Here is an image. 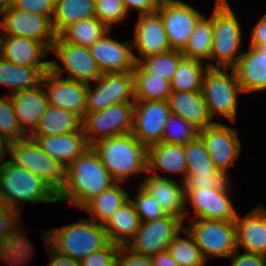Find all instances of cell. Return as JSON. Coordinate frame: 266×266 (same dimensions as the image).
Segmentation results:
<instances>
[{
    "mask_svg": "<svg viewBox=\"0 0 266 266\" xmlns=\"http://www.w3.org/2000/svg\"><path fill=\"white\" fill-rule=\"evenodd\" d=\"M161 171L163 175L160 174ZM147 172L166 179H174L170 175L179 174L178 180L183 183L187 172L185 146L164 142L149 146ZM166 173L170 174L166 175Z\"/></svg>",
    "mask_w": 266,
    "mask_h": 266,
    "instance_id": "484cf974",
    "label": "cell"
},
{
    "mask_svg": "<svg viewBox=\"0 0 266 266\" xmlns=\"http://www.w3.org/2000/svg\"><path fill=\"white\" fill-rule=\"evenodd\" d=\"M184 225L193 236L204 259L228 258L236 246V225L234 221L195 219Z\"/></svg>",
    "mask_w": 266,
    "mask_h": 266,
    "instance_id": "9c48e42d",
    "label": "cell"
},
{
    "mask_svg": "<svg viewBox=\"0 0 266 266\" xmlns=\"http://www.w3.org/2000/svg\"><path fill=\"white\" fill-rule=\"evenodd\" d=\"M0 262H4L8 266H23V264L18 259L12 258L1 246Z\"/></svg>",
    "mask_w": 266,
    "mask_h": 266,
    "instance_id": "9f6ffc18",
    "label": "cell"
},
{
    "mask_svg": "<svg viewBox=\"0 0 266 266\" xmlns=\"http://www.w3.org/2000/svg\"><path fill=\"white\" fill-rule=\"evenodd\" d=\"M111 30L89 47L92 57L102 73L133 71L135 58L131 40L120 41L111 37Z\"/></svg>",
    "mask_w": 266,
    "mask_h": 266,
    "instance_id": "44dd1931",
    "label": "cell"
},
{
    "mask_svg": "<svg viewBox=\"0 0 266 266\" xmlns=\"http://www.w3.org/2000/svg\"><path fill=\"white\" fill-rule=\"evenodd\" d=\"M135 192L136 194L134 193L132 198L131 196H129V198L132 201L141 222L160 219L167 214L154 197H152L140 185Z\"/></svg>",
    "mask_w": 266,
    "mask_h": 266,
    "instance_id": "f6af8a7d",
    "label": "cell"
},
{
    "mask_svg": "<svg viewBox=\"0 0 266 266\" xmlns=\"http://www.w3.org/2000/svg\"><path fill=\"white\" fill-rule=\"evenodd\" d=\"M185 154L186 174L214 173L217 170L207 152L204 141L199 135L185 145Z\"/></svg>",
    "mask_w": 266,
    "mask_h": 266,
    "instance_id": "60d3db41",
    "label": "cell"
},
{
    "mask_svg": "<svg viewBox=\"0 0 266 266\" xmlns=\"http://www.w3.org/2000/svg\"><path fill=\"white\" fill-rule=\"evenodd\" d=\"M198 135L199 130L190 122H187L177 115L171 114L164 126L161 142L185 146Z\"/></svg>",
    "mask_w": 266,
    "mask_h": 266,
    "instance_id": "7bdbcfd3",
    "label": "cell"
},
{
    "mask_svg": "<svg viewBox=\"0 0 266 266\" xmlns=\"http://www.w3.org/2000/svg\"><path fill=\"white\" fill-rule=\"evenodd\" d=\"M134 103H118L97 112H86L82 130L89 145L98 140L132 133Z\"/></svg>",
    "mask_w": 266,
    "mask_h": 266,
    "instance_id": "30bf717a",
    "label": "cell"
},
{
    "mask_svg": "<svg viewBox=\"0 0 266 266\" xmlns=\"http://www.w3.org/2000/svg\"><path fill=\"white\" fill-rule=\"evenodd\" d=\"M0 194L9 207L21 212L25 203H58V196L38 176L7 158L0 166Z\"/></svg>",
    "mask_w": 266,
    "mask_h": 266,
    "instance_id": "5b68a950",
    "label": "cell"
},
{
    "mask_svg": "<svg viewBox=\"0 0 266 266\" xmlns=\"http://www.w3.org/2000/svg\"><path fill=\"white\" fill-rule=\"evenodd\" d=\"M171 114L190 122L196 129H205L216 121L210 116L201 91H171L167 99Z\"/></svg>",
    "mask_w": 266,
    "mask_h": 266,
    "instance_id": "83f0119b",
    "label": "cell"
},
{
    "mask_svg": "<svg viewBox=\"0 0 266 266\" xmlns=\"http://www.w3.org/2000/svg\"><path fill=\"white\" fill-rule=\"evenodd\" d=\"M184 189H221L231 188L232 180L226 172L216 170L214 173L186 174Z\"/></svg>",
    "mask_w": 266,
    "mask_h": 266,
    "instance_id": "bcb514c9",
    "label": "cell"
},
{
    "mask_svg": "<svg viewBox=\"0 0 266 266\" xmlns=\"http://www.w3.org/2000/svg\"><path fill=\"white\" fill-rule=\"evenodd\" d=\"M138 183L159 203L167 214L186 219L184 184L177 179H166L146 173Z\"/></svg>",
    "mask_w": 266,
    "mask_h": 266,
    "instance_id": "cb8c5ba5",
    "label": "cell"
},
{
    "mask_svg": "<svg viewBox=\"0 0 266 266\" xmlns=\"http://www.w3.org/2000/svg\"><path fill=\"white\" fill-rule=\"evenodd\" d=\"M51 50L41 41L0 33V56L16 65L50 68L51 61L45 60Z\"/></svg>",
    "mask_w": 266,
    "mask_h": 266,
    "instance_id": "7402d4cb",
    "label": "cell"
},
{
    "mask_svg": "<svg viewBox=\"0 0 266 266\" xmlns=\"http://www.w3.org/2000/svg\"><path fill=\"white\" fill-rule=\"evenodd\" d=\"M115 183L97 153L89 146L66 167V182L58 202L64 201L81 209L89 200Z\"/></svg>",
    "mask_w": 266,
    "mask_h": 266,
    "instance_id": "6da1fadb",
    "label": "cell"
},
{
    "mask_svg": "<svg viewBox=\"0 0 266 266\" xmlns=\"http://www.w3.org/2000/svg\"><path fill=\"white\" fill-rule=\"evenodd\" d=\"M46 254H48V266H80L79 261L56 252L45 240L43 243Z\"/></svg>",
    "mask_w": 266,
    "mask_h": 266,
    "instance_id": "db71d44e",
    "label": "cell"
},
{
    "mask_svg": "<svg viewBox=\"0 0 266 266\" xmlns=\"http://www.w3.org/2000/svg\"><path fill=\"white\" fill-rule=\"evenodd\" d=\"M227 259H232L230 266H266V256L234 251Z\"/></svg>",
    "mask_w": 266,
    "mask_h": 266,
    "instance_id": "f907efd6",
    "label": "cell"
},
{
    "mask_svg": "<svg viewBox=\"0 0 266 266\" xmlns=\"http://www.w3.org/2000/svg\"><path fill=\"white\" fill-rule=\"evenodd\" d=\"M171 111L167 100L135 101L132 134L145 146L161 142Z\"/></svg>",
    "mask_w": 266,
    "mask_h": 266,
    "instance_id": "ac0fdd59",
    "label": "cell"
},
{
    "mask_svg": "<svg viewBox=\"0 0 266 266\" xmlns=\"http://www.w3.org/2000/svg\"><path fill=\"white\" fill-rule=\"evenodd\" d=\"M50 68H35L13 64L0 56V85L10 95L17 91L32 90L41 85L44 73Z\"/></svg>",
    "mask_w": 266,
    "mask_h": 266,
    "instance_id": "f546056e",
    "label": "cell"
},
{
    "mask_svg": "<svg viewBox=\"0 0 266 266\" xmlns=\"http://www.w3.org/2000/svg\"><path fill=\"white\" fill-rule=\"evenodd\" d=\"M182 232L185 237L181 236ZM167 249L179 266H203L208 263L202 256L193 236L186 228L179 231Z\"/></svg>",
    "mask_w": 266,
    "mask_h": 266,
    "instance_id": "f35d334b",
    "label": "cell"
},
{
    "mask_svg": "<svg viewBox=\"0 0 266 266\" xmlns=\"http://www.w3.org/2000/svg\"><path fill=\"white\" fill-rule=\"evenodd\" d=\"M138 16L131 41L133 51L138 52L133 53L136 63L142 58L171 50L160 14L156 11Z\"/></svg>",
    "mask_w": 266,
    "mask_h": 266,
    "instance_id": "d6986e66",
    "label": "cell"
},
{
    "mask_svg": "<svg viewBox=\"0 0 266 266\" xmlns=\"http://www.w3.org/2000/svg\"><path fill=\"white\" fill-rule=\"evenodd\" d=\"M210 18L213 24L210 67L232 68L243 54L242 23L228 0H216Z\"/></svg>",
    "mask_w": 266,
    "mask_h": 266,
    "instance_id": "277c9868",
    "label": "cell"
},
{
    "mask_svg": "<svg viewBox=\"0 0 266 266\" xmlns=\"http://www.w3.org/2000/svg\"><path fill=\"white\" fill-rule=\"evenodd\" d=\"M140 218L130 198L103 225L110 242L126 246L140 227Z\"/></svg>",
    "mask_w": 266,
    "mask_h": 266,
    "instance_id": "4dcf8cb0",
    "label": "cell"
},
{
    "mask_svg": "<svg viewBox=\"0 0 266 266\" xmlns=\"http://www.w3.org/2000/svg\"><path fill=\"white\" fill-rule=\"evenodd\" d=\"M27 136L18 123L10 95L0 96V138L8 143Z\"/></svg>",
    "mask_w": 266,
    "mask_h": 266,
    "instance_id": "b9f144b4",
    "label": "cell"
},
{
    "mask_svg": "<svg viewBox=\"0 0 266 266\" xmlns=\"http://www.w3.org/2000/svg\"><path fill=\"white\" fill-rule=\"evenodd\" d=\"M249 46L261 47L266 45V14L255 23L251 29Z\"/></svg>",
    "mask_w": 266,
    "mask_h": 266,
    "instance_id": "f5cc1de1",
    "label": "cell"
},
{
    "mask_svg": "<svg viewBox=\"0 0 266 266\" xmlns=\"http://www.w3.org/2000/svg\"><path fill=\"white\" fill-rule=\"evenodd\" d=\"M183 57L181 51L171 49L167 52L142 58L138 63L147 72L171 81L173 73Z\"/></svg>",
    "mask_w": 266,
    "mask_h": 266,
    "instance_id": "ab89813d",
    "label": "cell"
},
{
    "mask_svg": "<svg viewBox=\"0 0 266 266\" xmlns=\"http://www.w3.org/2000/svg\"><path fill=\"white\" fill-rule=\"evenodd\" d=\"M7 206L4 197L0 194V212H2Z\"/></svg>",
    "mask_w": 266,
    "mask_h": 266,
    "instance_id": "680465c9",
    "label": "cell"
},
{
    "mask_svg": "<svg viewBox=\"0 0 266 266\" xmlns=\"http://www.w3.org/2000/svg\"><path fill=\"white\" fill-rule=\"evenodd\" d=\"M7 158L11 163L38 176L57 196L66 182V168L43 151L37 142L27 136L7 143Z\"/></svg>",
    "mask_w": 266,
    "mask_h": 266,
    "instance_id": "52a82bcc",
    "label": "cell"
},
{
    "mask_svg": "<svg viewBox=\"0 0 266 266\" xmlns=\"http://www.w3.org/2000/svg\"><path fill=\"white\" fill-rule=\"evenodd\" d=\"M95 16L109 29L120 25L127 19V12L123 0H95ZM122 22V23H121Z\"/></svg>",
    "mask_w": 266,
    "mask_h": 266,
    "instance_id": "ee69618b",
    "label": "cell"
},
{
    "mask_svg": "<svg viewBox=\"0 0 266 266\" xmlns=\"http://www.w3.org/2000/svg\"><path fill=\"white\" fill-rule=\"evenodd\" d=\"M92 84L87 87V112L101 111L118 103L135 102L132 71L102 73Z\"/></svg>",
    "mask_w": 266,
    "mask_h": 266,
    "instance_id": "4fadbf2b",
    "label": "cell"
},
{
    "mask_svg": "<svg viewBox=\"0 0 266 266\" xmlns=\"http://www.w3.org/2000/svg\"><path fill=\"white\" fill-rule=\"evenodd\" d=\"M0 33L39 40L50 50L56 38L48 17L16 9L10 3L0 5Z\"/></svg>",
    "mask_w": 266,
    "mask_h": 266,
    "instance_id": "8fae6325",
    "label": "cell"
},
{
    "mask_svg": "<svg viewBox=\"0 0 266 266\" xmlns=\"http://www.w3.org/2000/svg\"><path fill=\"white\" fill-rule=\"evenodd\" d=\"M238 131V128L228 126L223 121L199 130L215 168L227 174H230L228 170L233 168L242 150Z\"/></svg>",
    "mask_w": 266,
    "mask_h": 266,
    "instance_id": "2e32d148",
    "label": "cell"
},
{
    "mask_svg": "<svg viewBox=\"0 0 266 266\" xmlns=\"http://www.w3.org/2000/svg\"><path fill=\"white\" fill-rule=\"evenodd\" d=\"M201 92L213 120L237 121L239 96L243 94L233 68L208 67Z\"/></svg>",
    "mask_w": 266,
    "mask_h": 266,
    "instance_id": "8992f818",
    "label": "cell"
},
{
    "mask_svg": "<svg viewBox=\"0 0 266 266\" xmlns=\"http://www.w3.org/2000/svg\"><path fill=\"white\" fill-rule=\"evenodd\" d=\"M12 0H0V5L10 3Z\"/></svg>",
    "mask_w": 266,
    "mask_h": 266,
    "instance_id": "91938a15",
    "label": "cell"
},
{
    "mask_svg": "<svg viewBox=\"0 0 266 266\" xmlns=\"http://www.w3.org/2000/svg\"><path fill=\"white\" fill-rule=\"evenodd\" d=\"M204 15L196 24L187 44L181 51L185 58L199 60L210 67L213 24L212 19Z\"/></svg>",
    "mask_w": 266,
    "mask_h": 266,
    "instance_id": "d590c367",
    "label": "cell"
},
{
    "mask_svg": "<svg viewBox=\"0 0 266 266\" xmlns=\"http://www.w3.org/2000/svg\"><path fill=\"white\" fill-rule=\"evenodd\" d=\"M119 245L109 242L105 247L84 257L80 266H116Z\"/></svg>",
    "mask_w": 266,
    "mask_h": 266,
    "instance_id": "7dc6e473",
    "label": "cell"
},
{
    "mask_svg": "<svg viewBox=\"0 0 266 266\" xmlns=\"http://www.w3.org/2000/svg\"><path fill=\"white\" fill-rule=\"evenodd\" d=\"M184 228V221L173 214L141 222L134 237L125 246L131 252L152 257L166 250L173 238Z\"/></svg>",
    "mask_w": 266,
    "mask_h": 266,
    "instance_id": "7c38bea8",
    "label": "cell"
},
{
    "mask_svg": "<svg viewBox=\"0 0 266 266\" xmlns=\"http://www.w3.org/2000/svg\"><path fill=\"white\" fill-rule=\"evenodd\" d=\"M82 129V119L65 109L49 105L37 127L29 136H53L73 133Z\"/></svg>",
    "mask_w": 266,
    "mask_h": 266,
    "instance_id": "d6a6232c",
    "label": "cell"
},
{
    "mask_svg": "<svg viewBox=\"0 0 266 266\" xmlns=\"http://www.w3.org/2000/svg\"><path fill=\"white\" fill-rule=\"evenodd\" d=\"M7 158V143L0 138V166Z\"/></svg>",
    "mask_w": 266,
    "mask_h": 266,
    "instance_id": "6f0895ef",
    "label": "cell"
},
{
    "mask_svg": "<svg viewBox=\"0 0 266 266\" xmlns=\"http://www.w3.org/2000/svg\"><path fill=\"white\" fill-rule=\"evenodd\" d=\"M208 67L202 61L183 57L170 81L171 91H201L202 80Z\"/></svg>",
    "mask_w": 266,
    "mask_h": 266,
    "instance_id": "8d00e7d4",
    "label": "cell"
},
{
    "mask_svg": "<svg viewBox=\"0 0 266 266\" xmlns=\"http://www.w3.org/2000/svg\"><path fill=\"white\" fill-rule=\"evenodd\" d=\"M135 101H164L171 93L170 81L147 72L139 63L132 71Z\"/></svg>",
    "mask_w": 266,
    "mask_h": 266,
    "instance_id": "e575fe53",
    "label": "cell"
},
{
    "mask_svg": "<svg viewBox=\"0 0 266 266\" xmlns=\"http://www.w3.org/2000/svg\"><path fill=\"white\" fill-rule=\"evenodd\" d=\"M116 182L147 173L148 147L132 133L103 138L90 145Z\"/></svg>",
    "mask_w": 266,
    "mask_h": 266,
    "instance_id": "7a4b0ae2",
    "label": "cell"
},
{
    "mask_svg": "<svg viewBox=\"0 0 266 266\" xmlns=\"http://www.w3.org/2000/svg\"><path fill=\"white\" fill-rule=\"evenodd\" d=\"M232 189H185L186 217L194 213L193 217H188V220L234 221L238 211L231 200ZM190 207L193 213L188 210Z\"/></svg>",
    "mask_w": 266,
    "mask_h": 266,
    "instance_id": "5bb4252c",
    "label": "cell"
},
{
    "mask_svg": "<svg viewBox=\"0 0 266 266\" xmlns=\"http://www.w3.org/2000/svg\"><path fill=\"white\" fill-rule=\"evenodd\" d=\"M160 14L168 43L173 50L182 51L198 21L205 15L182 0H161Z\"/></svg>",
    "mask_w": 266,
    "mask_h": 266,
    "instance_id": "9a60e30c",
    "label": "cell"
},
{
    "mask_svg": "<svg viewBox=\"0 0 266 266\" xmlns=\"http://www.w3.org/2000/svg\"><path fill=\"white\" fill-rule=\"evenodd\" d=\"M153 266H179L172 258L168 249L163 250L151 257Z\"/></svg>",
    "mask_w": 266,
    "mask_h": 266,
    "instance_id": "11a10c76",
    "label": "cell"
},
{
    "mask_svg": "<svg viewBox=\"0 0 266 266\" xmlns=\"http://www.w3.org/2000/svg\"><path fill=\"white\" fill-rule=\"evenodd\" d=\"M51 51L57 59L51 61L50 70L60 77H64L63 75L67 73L66 79L88 85L102 75L88 47L68 43L60 35H57Z\"/></svg>",
    "mask_w": 266,
    "mask_h": 266,
    "instance_id": "ba28073f",
    "label": "cell"
},
{
    "mask_svg": "<svg viewBox=\"0 0 266 266\" xmlns=\"http://www.w3.org/2000/svg\"><path fill=\"white\" fill-rule=\"evenodd\" d=\"M21 217V211L9 206L0 212V246L12 258L18 259L23 266H27L33 259L36 248L34 243L25 236Z\"/></svg>",
    "mask_w": 266,
    "mask_h": 266,
    "instance_id": "ffe728a7",
    "label": "cell"
},
{
    "mask_svg": "<svg viewBox=\"0 0 266 266\" xmlns=\"http://www.w3.org/2000/svg\"><path fill=\"white\" fill-rule=\"evenodd\" d=\"M29 137L35 140L43 151L59 161L65 168L90 146L82 129L64 135Z\"/></svg>",
    "mask_w": 266,
    "mask_h": 266,
    "instance_id": "f1b7e54d",
    "label": "cell"
},
{
    "mask_svg": "<svg viewBox=\"0 0 266 266\" xmlns=\"http://www.w3.org/2000/svg\"><path fill=\"white\" fill-rule=\"evenodd\" d=\"M234 222L237 249L266 256V207L258 203L244 216L237 213Z\"/></svg>",
    "mask_w": 266,
    "mask_h": 266,
    "instance_id": "603a6c76",
    "label": "cell"
},
{
    "mask_svg": "<svg viewBox=\"0 0 266 266\" xmlns=\"http://www.w3.org/2000/svg\"><path fill=\"white\" fill-rule=\"evenodd\" d=\"M160 1L161 0H123V3L129 15L131 10L137 11V15H141L156 12Z\"/></svg>",
    "mask_w": 266,
    "mask_h": 266,
    "instance_id": "816d5d0a",
    "label": "cell"
},
{
    "mask_svg": "<svg viewBox=\"0 0 266 266\" xmlns=\"http://www.w3.org/2000/svg\"><path fill=\"white\" fill-rule=\"evenodd\" d=\"M41 84L49 105L73 112L81 119L84 118L87 112V84L60 77L51 70L44 73Z\"/></svg>",
    "mask_w": 266,
    "mask_h": 266,
    "instance_id": "e0dca14e",
    "label": "cell"
},
{
    "mask_svg": "<svg viewBox=\"0 0 266 266\" xmlns=\"http://www.w3.org/2000/svg\"><path fill=\"white\" fill-rule=\"evenodd\" d=\"M232 68L244 95L266 92V45L249 46Z\"/></svg>",
    "mask_w": 266,
    "mask_h": 266,
    "instance_id": "d4e9b609",
    "label": "cell"
},
{
    "mask_svg": "<svg viewBox=\"0 0 266 266\" xmlns=\"http://www.w3.org/2000/svg\"><path fill=\"white\" fill-rule=\"evenodd\" d=\"M116 266H153L151 257L131 252L125 246H119Z\"/></svg>",
    "mask_w": 266,
    "mask_h": 266,
    "instance_id": "681fc988",
    "label": "cell"
},
{
    "mask_svg": "<svg viewBox=\"0 0 266 266\" xmlns=\"http://www.w3.org/2000/svg\"><path fill=\"white\" fill-rule=\"evenodd\" d=\"M95 0H55L54 16L51 20L55 35H60L71 24L95 17Z\"/></svg>",
    "mask_w": 266,
    "mask_h": 266,
    "instance_id": "836d02e7",
    "label": "cell"
},
{
    "mask_svg": "<svg viewBox=\"0 0 266 266\" xmlns=\"http://www.w3.org/2000/svg\"><path fill=\"white\" fill-rule=\"evenodd\" d=\"M108 31L109 29L95 16L71 24L60 36L68 43L89 48Z\"/></svg>",
    "mask_w": 266,
    "mask_h": 266,
    "instance_id": "74e56055",
    "label": "cell"
},
{
    "mask_svg": "<svg viewBox=\"0 0 266 266\" xmlns=\"http://www.w3.org/2000/svg\"><path fill=\"white\" fill-rule=\"evenodd\" d=\"M126 183L116 182L99 195L89 200L81 209L89 212V219L97 224L104 225L112 214L129 199V193L121 185Z\"/></svg>",
    "mask_w": 266,
    "mask_h": 266,
    "instance_id": "1f68e13d",
    "label": "cell"
},
{
    "mask_svg": "<svg viewBox=\"0 0 266 266\" xmlns=\"http://www.w3.org/2000/svg\"><path fill=\"white\" fill-rule=\"evenodd\" d=\"M10 4L19 10L44 15L52 20L55 0H12Z\"/></svg>",
    "mask_w": 266,
    "mask_h": 266,
    "instance_id": "c3c4849f",
    "label": "cell"
},
{
    "mask_svg": "<svg viewBox=\"0 0 266 266\" xmlns=\"http://www.w3.org/2000/svg\"><path fill=\"white\" fill-rule=\"evenodd\" d=\"M16 118L21 129L29 136L37 127L40 118L49 106L43 85L32 90L17 91L10 94Z\"/></svg>",
    "mask_w": 266,
    "mask_h": 266,
    "instance_id": "4316f807",
    "label": "cell"
},
{
    "mask_svg": "<svg viewBox=\"0 0 266 266\" xmlns=\"http://www.w3.org/2000/svg\"><path fill=\"white\" fill-rule=\"evenodd\" d=\"M41 235L56 252L79 262L110 242L103 225L89 218L43 230Z\"/></svg>",
    "mask_w": 266,
    "mask_h": 266,
    "instance_id": "3957f363",
    "label": "cell"
}]
</instances>
